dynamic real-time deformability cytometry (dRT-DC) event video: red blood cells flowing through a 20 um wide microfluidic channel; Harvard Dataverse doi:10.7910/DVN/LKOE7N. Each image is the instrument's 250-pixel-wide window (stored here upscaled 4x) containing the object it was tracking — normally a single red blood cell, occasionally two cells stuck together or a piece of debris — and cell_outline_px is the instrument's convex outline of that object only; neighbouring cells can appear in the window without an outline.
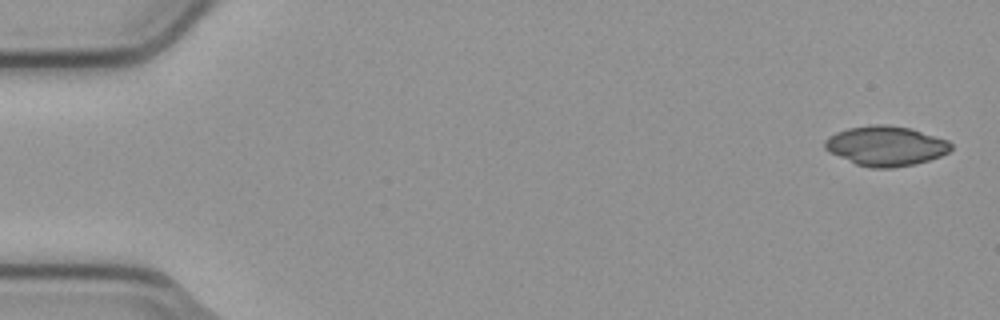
{"species": "common noctule bat (a hibernating species)", "species_latin": "Nyctalus noctula", "temperature_condition": "cold", "stored_images_in_passage": 5, "camera_frame_rate_fps": 3000, "um_per_image_px": 0.085, "animal": {"sex": "male", "body_mass_g": 23.1, "forearm_length_mm": 52.7}, "frame": {"image": 1, "passage_image": 1, "time_ms": 0.0, "image_size_px": [1000, 320], "cell_outline_px": [[952, 148], [948, 152], [940, 156], [916, 164], [892, 168], [868, 168], [856, 164], [828, 152], [824, 148], [824, 140], [828, 136], [836, 132], [848, 128], [872, 124], [888, 124], [912, 128], [948, 140], [952, 144]], "centroid_in_image_um": [75.28, 12.4], "position_along_channel_um": 9.7, "area_um2": 29.59}}